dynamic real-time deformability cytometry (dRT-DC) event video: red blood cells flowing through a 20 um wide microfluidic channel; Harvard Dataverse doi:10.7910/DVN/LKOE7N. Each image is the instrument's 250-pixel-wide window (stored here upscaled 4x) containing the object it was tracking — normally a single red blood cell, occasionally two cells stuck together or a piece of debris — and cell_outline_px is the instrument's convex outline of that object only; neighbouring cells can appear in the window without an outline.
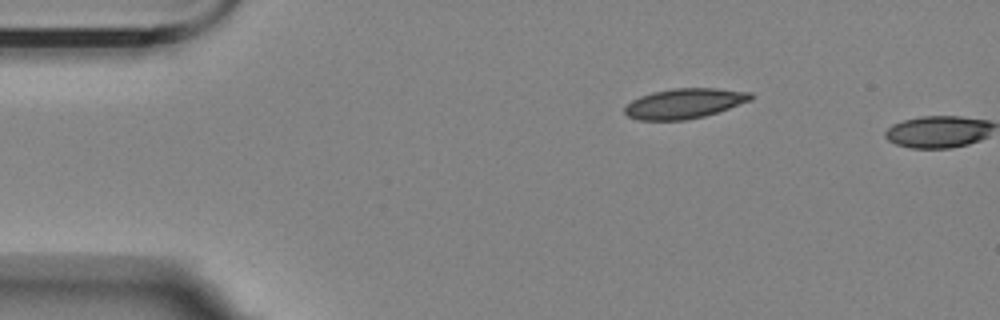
{"species": "Egyptian fruit bat (a non-hibernating species)", "species_latin": "Rousettus aegyptiacus", "temperature_condition": "room temperature", "stored_images_in_passage": 3, "camera_frame_rate_fps": 3000, "um_per_image_px": 0.085, "animal": {"sex": "female"}, "frame": {"image": 1, "passage_image": 3, "time_ms": 2.333, "image_size_px": [1000, 320], "cell_outline_px": [[752, 100], [704, 116], [688, 120], [640, 120], [628, 116], [624, 112], [624, 108], [632, 100], [640, 96], [652, 92], [672, 88], [716, 88], [752, 92]], "centroid_in_image_um": [58.17, 8.79], "position_along_channel_um": 26.8, "area_um2": 22.02}}